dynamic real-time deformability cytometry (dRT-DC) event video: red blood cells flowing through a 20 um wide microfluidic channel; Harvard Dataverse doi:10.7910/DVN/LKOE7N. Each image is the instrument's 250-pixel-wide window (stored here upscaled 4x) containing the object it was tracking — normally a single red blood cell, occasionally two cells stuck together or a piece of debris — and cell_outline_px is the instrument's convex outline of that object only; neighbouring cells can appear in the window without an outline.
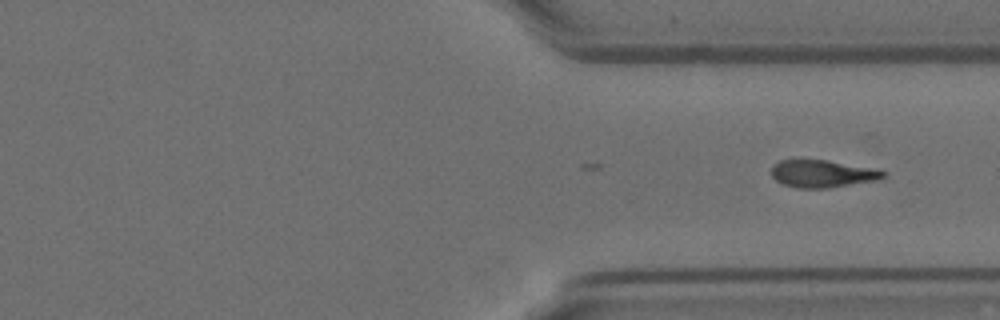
{"species": "Egyptian fruit bat (a non-hibernating species)", "species_latin": "Rousettus aegyptiacus", "temperature_condition": "room temperature", "stored_images_in_passage": 24, "camera_frame_rate_fps": 3000, "um_per_image_px": 0.085, "animal": {"sex": "female"}, "frame": {"image": 1, "passage_image": 24, "time_ms": 7.667, "image_size_px": [1000, 320], "cell_outline_px": [[888, 172], [884, 176], [876, 180], [828, 188], [796, 188], [784, 184], [776, 180], [772, 176], [772, 164], [780, 160], [828, 160], [876, 168]], "centroid_in_image_um": [69.92, 14.76], "position_along_channel_um": 341.5, "area_um2": 17.92}}